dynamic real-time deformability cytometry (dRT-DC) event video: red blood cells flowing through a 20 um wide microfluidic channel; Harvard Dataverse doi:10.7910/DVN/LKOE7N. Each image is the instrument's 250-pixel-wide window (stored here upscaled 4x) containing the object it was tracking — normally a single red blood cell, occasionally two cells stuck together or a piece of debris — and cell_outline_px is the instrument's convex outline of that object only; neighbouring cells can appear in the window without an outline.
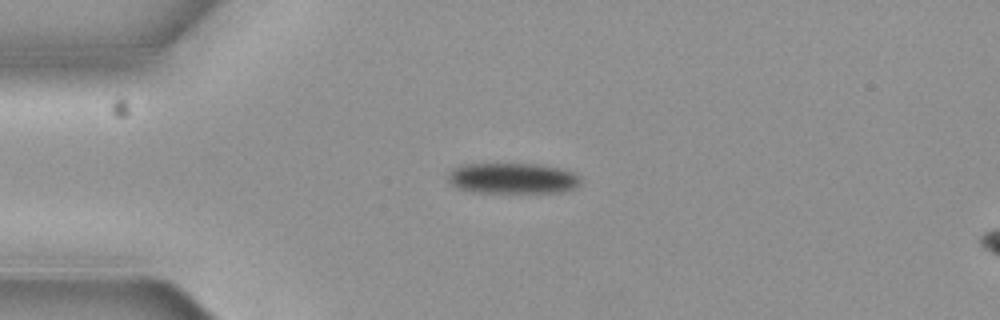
{"species": "common noctule bat (a hibernating species)", "species_latin": "Nyctalus noctula", "temperature_condition": "cold", "stored_images_in_passage": 5, "segment_of_instrument_passage": [1, 2], "camera_frame_rate_fps": 3000, "um_per_image_px": 0.085, "animal": {"sex": "female", "body_mass_g": 19.3, "forearm_length_mm": 54.1}, "frame": {"image": 1, "passage_image": 3, "time_ms": 0.667, "image_size_px": [1000, 320], "cell_outline_px": [[580, 184], [576, 188], [564, 192], [472, 192], [456, 188], [448, 180], [448, 172], [452, 168], [460, 164], [540, 164], [564, 168], [580, 176]], "centroid_in_image_um": [43.58, 15.15], "position_along_channel_um": 41.4, "area_um2": 24.1}}